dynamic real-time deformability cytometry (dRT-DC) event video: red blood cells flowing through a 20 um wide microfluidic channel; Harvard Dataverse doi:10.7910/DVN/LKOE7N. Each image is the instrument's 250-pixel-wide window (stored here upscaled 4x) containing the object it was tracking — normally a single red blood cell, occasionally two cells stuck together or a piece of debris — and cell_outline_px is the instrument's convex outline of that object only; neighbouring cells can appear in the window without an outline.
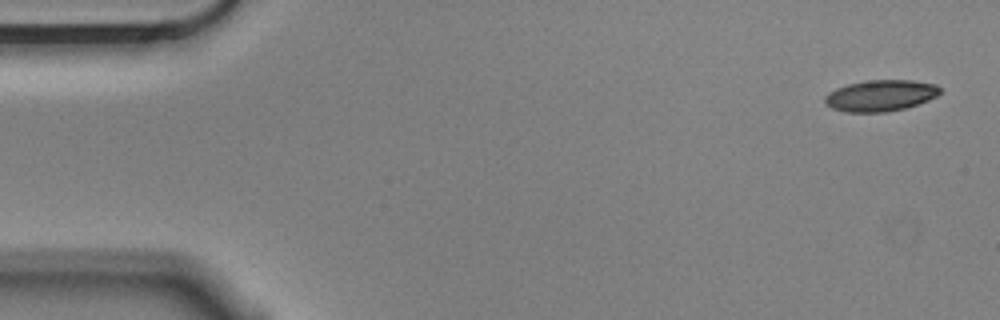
{"species": "Egyptian fruit bat (a non-hibernating species)", "species_latin": "Rousettus aegyptiacus", "temperature_condition": "cold", "stored_images_in_passage": 4, "camera_frame_rate_fps": 3000, "um_per_image_px": 0.085, "animal": {"sex": "male"}, "frame": {"image": 1, "passage_image": 1, "time_ms": 0.0, "image_size_px": [1000, 320], "cell_outline_px": [[940, 92], [936, 96], [928, 100], [904, 108], [884, 112], [848, 112], [832, 108], [824, 104], [824, 96], [828, 92], [836, 88], [848, 84], [868, 80], [912, 80], [936, 84], [940, 88]], "centroid_in_image_um": [74.81, 8.12], "position_along_channel_um": 10.2, "area_um2": 20.92}}